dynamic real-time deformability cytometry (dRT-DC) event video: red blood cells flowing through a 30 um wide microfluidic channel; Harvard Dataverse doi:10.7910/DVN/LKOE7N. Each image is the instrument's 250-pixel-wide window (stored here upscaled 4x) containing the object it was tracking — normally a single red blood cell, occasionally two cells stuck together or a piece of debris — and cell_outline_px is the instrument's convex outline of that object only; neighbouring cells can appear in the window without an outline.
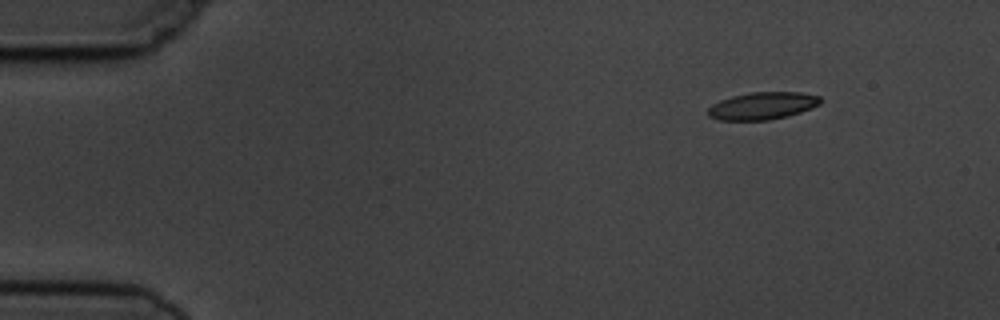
{"species": "common noctule bat (a hibernating species)", "species_latin": "Nyctalus noctula", "temperature_condition": "cold", "stored_images_in_passage": 4, "camera_frame_rate_fps": 3000, "um_per_image_px": 0.085, "animal": {"sex": "male", "body_mass_g": 19.5, "forearm_length_mm": 54.6}, "frame": {"image": 1, "passage_image": 1, "time_ms": 0.0, "image_size_px": [1000, 320], "cell_outline_px": [[820, 104], [812, 108], [788, 116], [768, 120], [720, 120], [708, 116], [708, 108], [712, 104], [720, 100], [732, 96], [752, 92], [800, 92], [820, 96]], "centroid_in_image_um": [64.81, 8.99], "position_along_channel_um": 20.2, "area_um2": 17.92}}
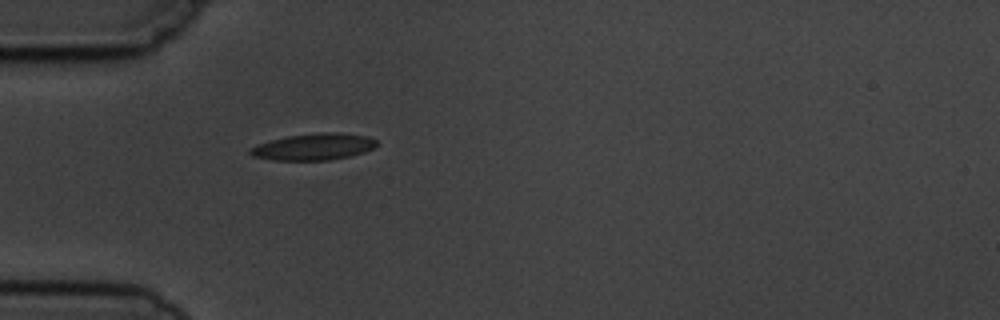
{"frame": {"image": 2, "passage_image": 4, "time_ms": 3.333, "image_size_px": [1000, 320], "cell_outline_px": [[376, 144], [372, 148], [364, 152], [348, 156], [328, 160], [272, 160], [252, 156], [248, 152], [248, 148], [272, 140], [288, 136], [320, 132], [340, 132], [368, 136], [376, 140]], "centroid_in_image_um": [26.65, 12.47], "position_along_channel_um": 58.4, "area_um2": 19.48}}